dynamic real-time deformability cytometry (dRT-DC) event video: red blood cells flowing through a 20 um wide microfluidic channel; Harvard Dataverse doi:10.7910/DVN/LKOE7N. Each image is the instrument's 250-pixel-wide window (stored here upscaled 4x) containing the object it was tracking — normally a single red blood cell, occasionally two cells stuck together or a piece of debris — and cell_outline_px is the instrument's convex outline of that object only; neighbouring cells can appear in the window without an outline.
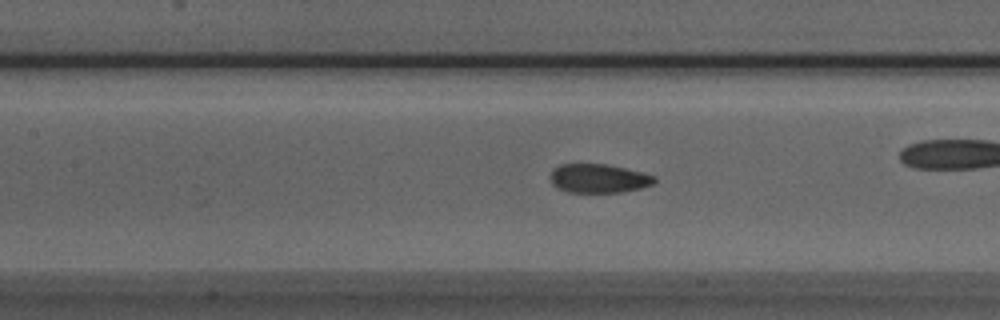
{"species": "Egyptian fruit bat (a non-hibernating species)", "species_latin": "Rousettus aegyptiacus", "temperature_condition": "room temperature", "stored_images_in_passage": 53, "camera_frame_rate_fps": 3000, "um_per_image_px": 0.085, "animal": {"sex": "male"}, "frame": {"image": 1, "passage_image": 23, "time_ms": 7.333, "image_size_px": [1000, 320], "cell_outline_px": [[656, 180], [652, 184], [640, 188], [620, 192], [568, 192], [552, 184], [552, 168], [560, 164], [608, 164], [656, 176]], "centroid_in_image_um": [50.88, 15.16], "position_along_channel_um": 156.5, "area_um2": 17.28}}
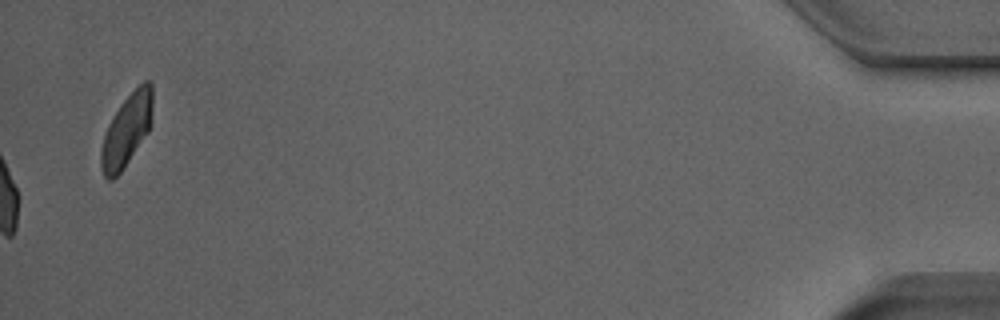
{"frame": {"image": 2, "passage_image": 53, "time_ms": 17.333, "image_size_px": [1000, 320], "cell_outline_px": [[152, 124], [148, 132], [120, 172], [112, 180], [108, 180], [104, 176], [100, 168], [100, 152], [104, 136], [108, 124], [120, 104], [144, 80], [148, 80], [152, 84]], "centroid_in_image_um": [10.76, 11.07], "position_along_channel_um": 424.4, "area_um2": 21.5}, "authors_computed_cell_mechanics": {"area_um2": 18.3226, "velocity_mm_per_s": 3.9428, "shape_relaxation_time_tau1_ms": null, "shape_relaxation_time_tau2_ms": 1.1862, "deformation_change_tau1": null, "deformation_change_tau2": 0.0526}}